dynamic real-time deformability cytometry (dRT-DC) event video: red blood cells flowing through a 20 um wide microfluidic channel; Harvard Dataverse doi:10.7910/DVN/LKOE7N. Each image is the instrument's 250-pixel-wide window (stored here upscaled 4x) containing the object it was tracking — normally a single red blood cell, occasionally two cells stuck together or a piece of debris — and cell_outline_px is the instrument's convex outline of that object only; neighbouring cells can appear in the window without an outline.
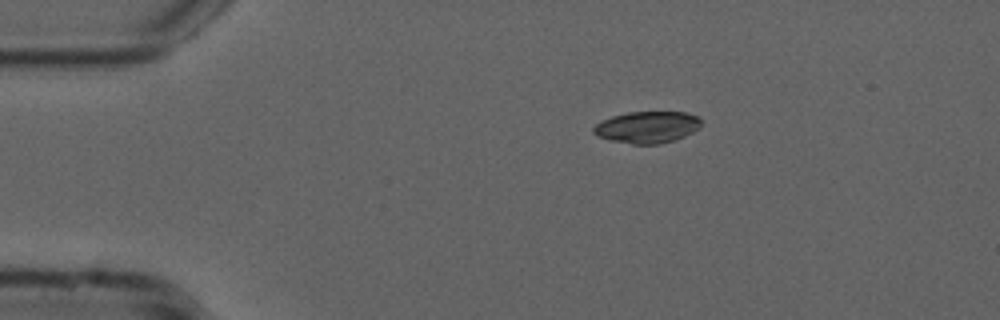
{"species": "common noctule bat (a hibernating species)", "species_latin": "Nyctalus noctula", "temperature_condition": "cold", "stored_images_in_passage": 45, "camera_frame_rate_fps": 3000, "um_per_image_px": 0.085, "animal": {"sex": "male", "forearm_length_mm": 52.5}, "frame": {"image": 1, "passage_image": 1, "time_ms": 0.0, "image_size_px": [1000, 320], "cell_outline_px": [[704, 124], [700, 128], [684, 136], [660, 144], [632, 144], [612, 140], [596, 136], [592, 132], [592, 128], [596, 124], [612, 116], [628, 112], [684, 112], [696, 116]], "centroid_in_image_um": [55.01, 10.81], "position_along_channel_um": 30.0, "area_um2": 19.83}}
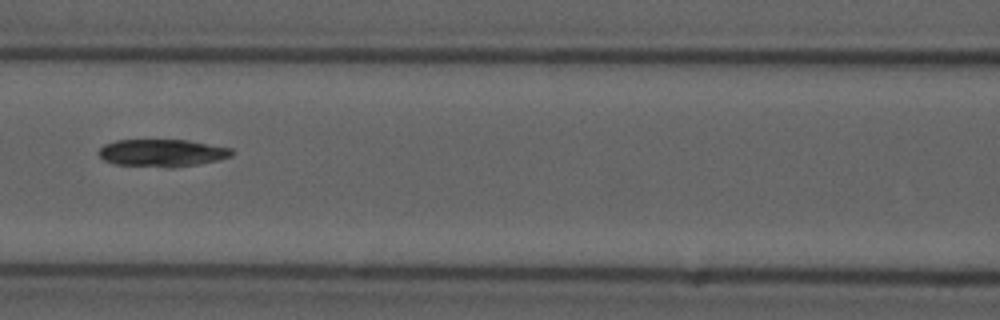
{"frame": {"image": 2, "passage_image": 15, "time_ms": 4.667, "image_size_px": [1000, 320], "cell_outline_px": [[236, 152], [232, 156], [216, 160], [196, 164], [172, 168], [168, 168], [116, 164], [104, 160], [96, 152], [104, 144], [116, 140], [188, 140], [232, 148]], "centroid_in_image_um": [13.78, 13.0], "position_along_channel_um": 152.8, "area_um2": 21.39}}
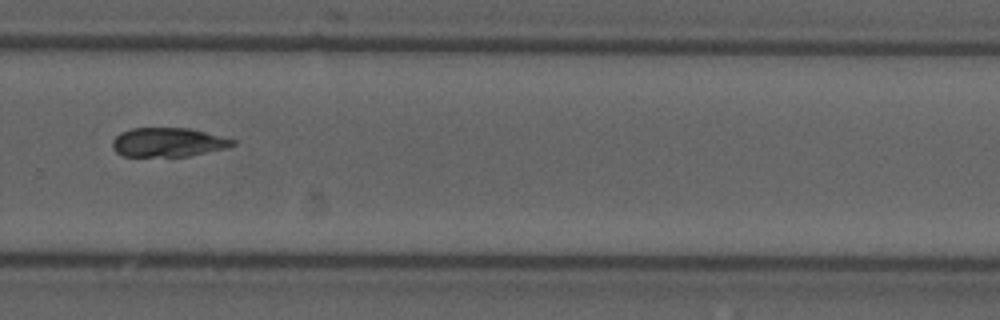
{"frame": {"image": 3, "passage_image": 28, "time_ms": 9.0, "image_size_px": [1000, 320], "cell_outline_px": [[236, 144], [228, 148], [188, 156], [120, 156], [112, 148], [112, 140], [120, 132], [132, 128], [188, 128], [236, 140]], "centroid_in_image_um": [14.26, 12.1], "position_along_channel_um": 315.5, "area_um2": 20.4}, "authors_computed_cell_mechanics": {"area_um2": 21.386, "velocity_mm_per_s": 3.7705, "shape_relaxation_time_tau1_ms": null, "shape_relaxation_time_tau2_ms": 5.9179, "deformation_change_tau1": null, "deformation_change_tau2": 0.1079}}